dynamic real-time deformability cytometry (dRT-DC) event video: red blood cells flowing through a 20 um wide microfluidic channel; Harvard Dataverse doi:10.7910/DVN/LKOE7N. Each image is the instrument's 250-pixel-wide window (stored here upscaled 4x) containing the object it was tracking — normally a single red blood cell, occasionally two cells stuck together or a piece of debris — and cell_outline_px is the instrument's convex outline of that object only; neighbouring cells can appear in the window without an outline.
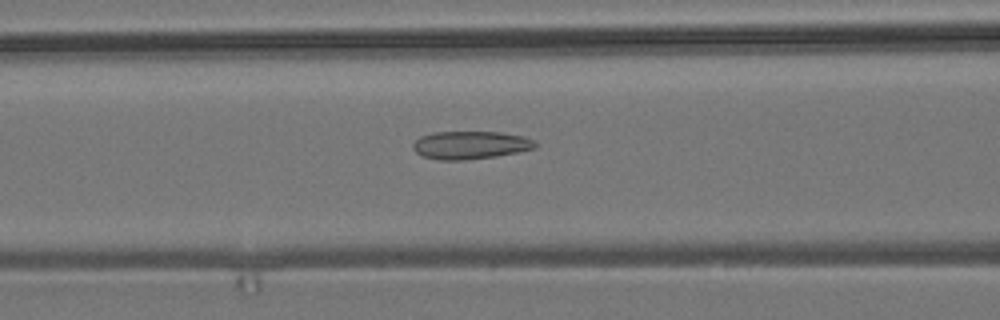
{"species": "common noctule bat (a hibernating species)", "species_latin": "Nyctalus noctula", "temperature_condition": "room temperature", "stored_images_in_passage": 35, "camera_frame_rate_fps": 3000, "um_per_image_px": 0.085, "animal": {"sex": "male", "body_mass_g": 19.2, "forearm_length_mm": 51.8}, "frame": {"image": 1, "passage_image": 10, "time_ms": 3.0, "image_size_px": [1000, 320], "cell_outline_px": [[536, 148], [520, 152], [496, 156], [464, 160], [440, 160], [424, 156], [416, 152], [412, 148], [412, 144], [420, 136], [432, 132], [500, 132], [524, 136], [536, 140]], "centroid_in_image_um": [40.01, 12.32], "position_along_channel_um": 126.6, "area_um2": 20.06}}
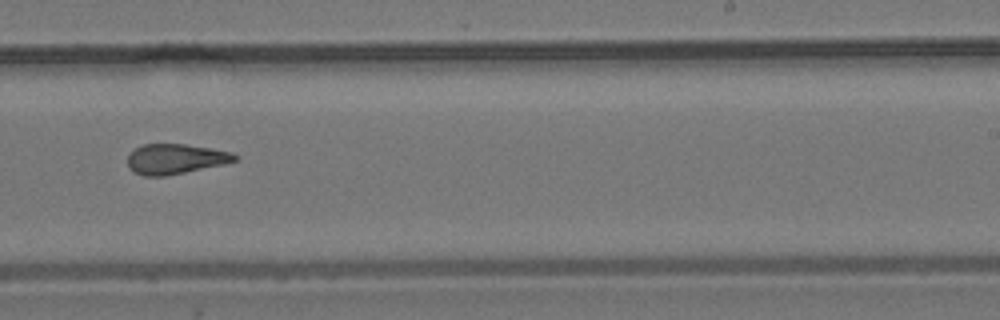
{"frame": {"image": 2, "passage_image": 22, "time_ms": 7.0, "image_size_px": [1000, 320], "cell_outline_px": [[240, 156], [236, 160], [224, 164], [164, 176], [144, 176], [128, 168], [128, 156], [136, 148], [144, 144], [184, 144], [232, 152]], "centroid_in_image_um": [14.92, 13.51], "position_along_channel_um": 274.1, "area_um2": 18.55}}
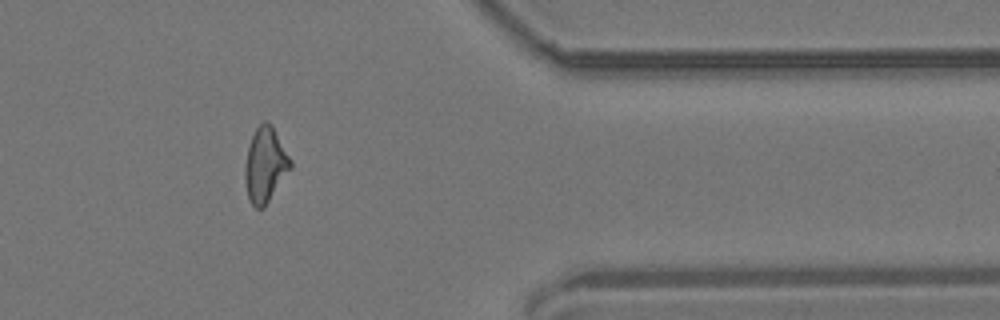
{"frame": {"image": 3, "passage_image": 33, "time_ms": 10.667, "image_size_px": [1000, 320], "cell_outline_px": [[292, 168], [264, 208], [256, 208], [248, 200], [244, 180], [244, 168], [248, 148], [252, 136], [256, 128], [264, 120], [272, 124], [292, 160]], "centroid_in_image_um": [22.55, 14.03], "position_along_channel_um": 388.8, "area_um2": 20.11}, "authors_computed_cell_mechanics": {"area_um2": 19.5942, "velocity_mm_per_s": 3.6917, "shape_relaxation_time_tau1_ms": null, "shape_relaxation_time_tau2_ms": 2.8233, "deformation_change_tau1": null, "deformation_change_tau2": 0.1061}}